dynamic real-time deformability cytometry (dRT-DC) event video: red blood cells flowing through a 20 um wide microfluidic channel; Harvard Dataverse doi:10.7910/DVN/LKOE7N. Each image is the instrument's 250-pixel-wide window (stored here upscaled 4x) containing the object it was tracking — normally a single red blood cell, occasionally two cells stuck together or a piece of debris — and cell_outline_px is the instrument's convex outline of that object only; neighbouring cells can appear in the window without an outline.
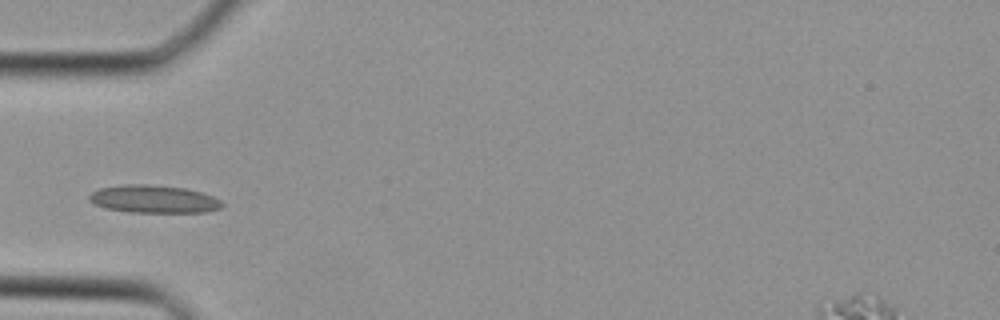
{"species": "Egyptian fruit bat (a non-hibernating species)", "species_latin": "Rousettus aegyptiacus", "temperature_condition": "cold", "stored_images_in_passage": 27, "camera_frame_rate_fps": 3000, "um_per_image_px": 0.085, "animal": {"sex": "female"}, "frame": {"image": 1, "passage_image": 1, "time_ms": 0.0, "image_size_px": [1000, 320], "cell_outline_px": [[224, 204], [220, 208], [208, 212], [128, 212], [104, 208], [88, 200], [88, 196], [92, 192], [100, 188], [124, 184], [148, 184], [184, 188], [200, 192], [212, 196], [220, 200]], "centroid_in_image_um": [13.05, 16.92], "position_along_channel_um": 72.0, "area_um2": 21.5}}
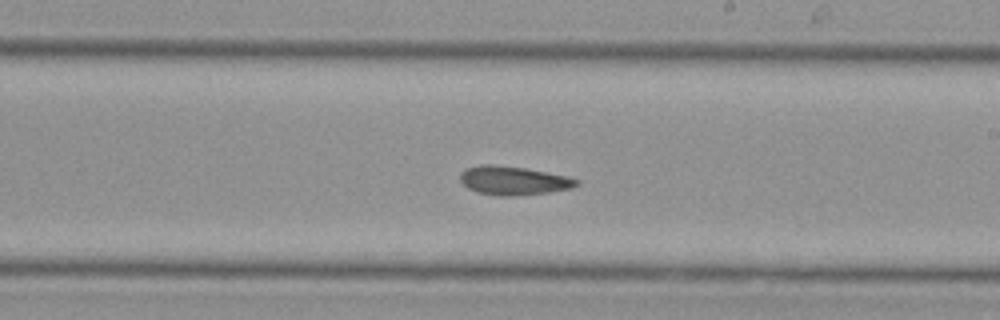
{"frame": {"image": 2, "passage_image": 11, "time_ms": 3.333, "image_size_px": [1000, 320], "cell_outline_px": [[580, 184], [572, 188], [548, 192], [508, 196], [500, 196], [480, 192], [468, 188], [460, 180], [460, 172], [464, 168], [480, 164], [496, 164], [524, 168], [568, 176], [580, 180]], "centroid_in_image_um": [43.64, 15.33], "position_along_channel_um": 245.4, "area_um2": 19.48}}
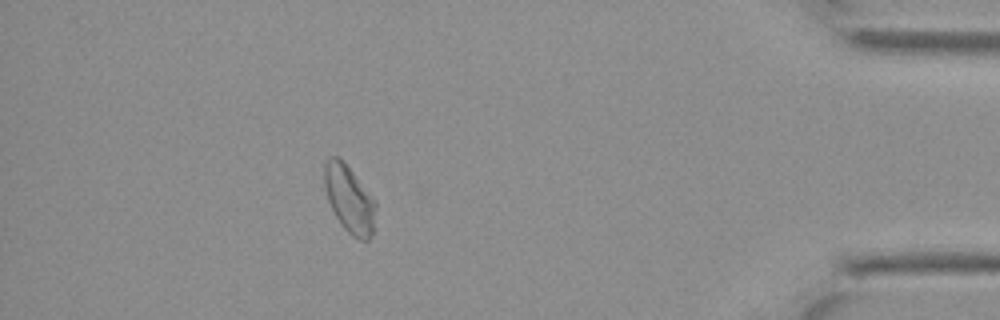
{"frame": {"image": 3, "passage_image": 23, "time_ms": 7.333, "image_size_px": [1000, 320], "cell_outline_px": [[376, 208], [372, 236], [368, 240], [360, 240], [352, 236], [340, 224], [328, 200], [324, 188], [324, 164], [328, 156], [336, 156], [344, 160], [376, 200]], "centroid_in_image_um": [29.69, 16.89], "position_along_channel_um": 405.5, "area_um2": 20.46}}